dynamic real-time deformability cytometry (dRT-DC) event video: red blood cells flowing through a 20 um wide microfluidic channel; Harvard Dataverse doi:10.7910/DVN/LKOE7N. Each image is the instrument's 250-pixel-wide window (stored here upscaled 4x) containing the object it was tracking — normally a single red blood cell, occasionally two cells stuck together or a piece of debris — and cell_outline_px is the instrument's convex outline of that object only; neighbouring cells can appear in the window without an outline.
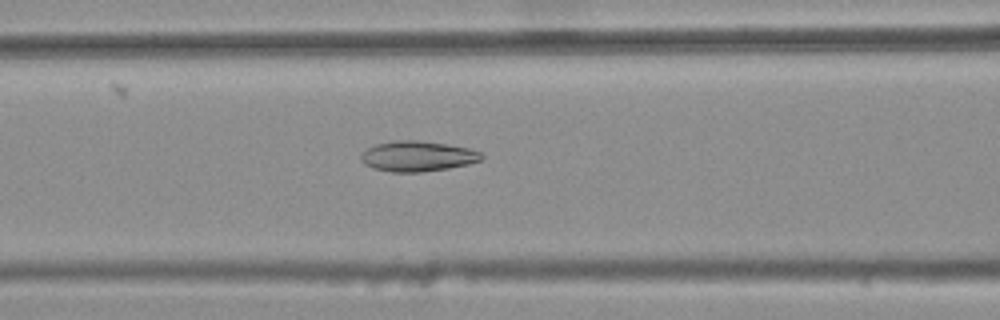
{"species": "common noctule bat (a hibernating species)", "species_latin": "Nyctalus noctula", "temperature_condition": "warm", "stored_images_in_passage": 47, "camera_frame_rate_fps": 3000, "um_per_image_px": 0.085, "animal": {"sex": "female", "body_mass_g": 25.1}, "frame": {"image": 1, "passage_image": 22, "time_ms": 7.0, "image_size_px": [1000, 320], "cell_outline_px": [[484, 156], [480, 160], [468, 164], [448, 168], [420, 172], [392, 172], [372, 168], [364, 164], [360, 160], [360, 156], [368, 148], [376, 144], [392, 140], [416, 140], [448, 144], [468, 148], [480, 152]], "centroid_in_image_um": [35.47, 13.27], "position_along_channel_um": 131.1, "area_um2": 21.33}}
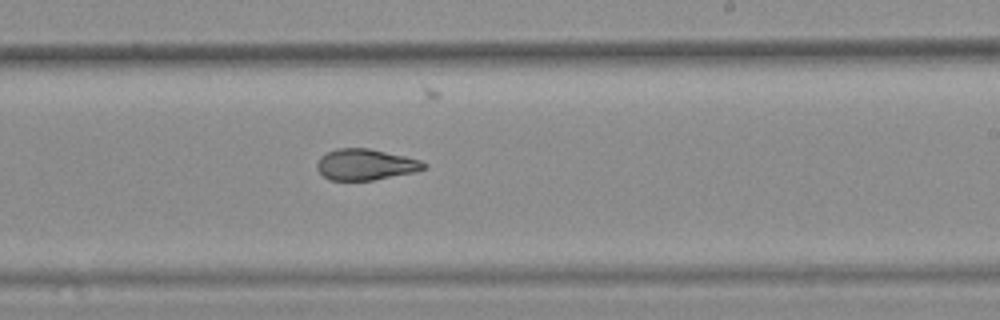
{"frame": {"image": 2, "passage_image": 32, "time_ms": 10.333, "image_size_px": [1000, 320], "cell_outline_px": [[428, 168], [416, 172], [372, 180], [332, 180], [324, 176], [316, 168], [316, 164], [320, 156], [336, 148], [368, 148], [404, 156], [420, 160], [428, 164]], "centroid_in_image_um": [31.09, 13.98], "position_along_channel_um": 257.9, "area_um2": 19.36}}
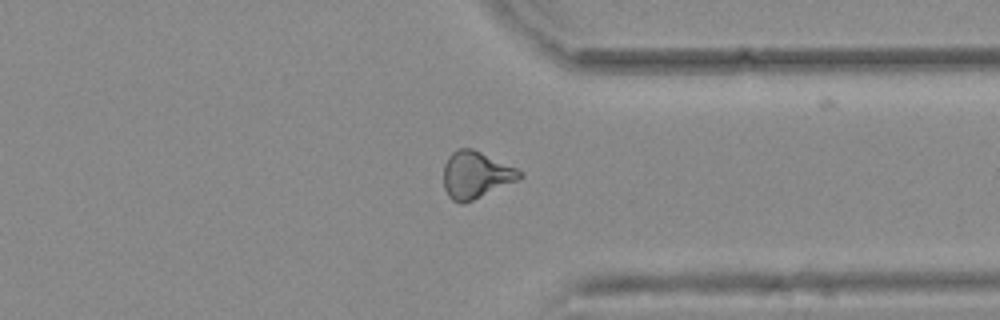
{"frame": {"image": 3, "passage_image": 41, "time_ms": 13.333, "image_size_px": [1000, 320], "cell_outline_px": [[524, 176], [516, 180], [464, 204], [460, 204], [452, 200], [448, 196], [444, 188], [444, 164], [448, 156], [452, 152], [460, 148], [472, 148], [516, 168], [524, 172]], "centroid_in_image_um": [40.41, 14.86], "position_along_channel_um": 371.0, "area_um2": 20.63}, "authors_computed_cell_mechanics": {"area_um2": 20.6346, "velocity_mm_per_s": 3.8105, "shape_relaxation_time_tau1_ms": null, "shape_relaxation_time_tau2_ms": 1.9723, "deformation_change_tau1": null, "deformation_change_tau2": 0.0936}}